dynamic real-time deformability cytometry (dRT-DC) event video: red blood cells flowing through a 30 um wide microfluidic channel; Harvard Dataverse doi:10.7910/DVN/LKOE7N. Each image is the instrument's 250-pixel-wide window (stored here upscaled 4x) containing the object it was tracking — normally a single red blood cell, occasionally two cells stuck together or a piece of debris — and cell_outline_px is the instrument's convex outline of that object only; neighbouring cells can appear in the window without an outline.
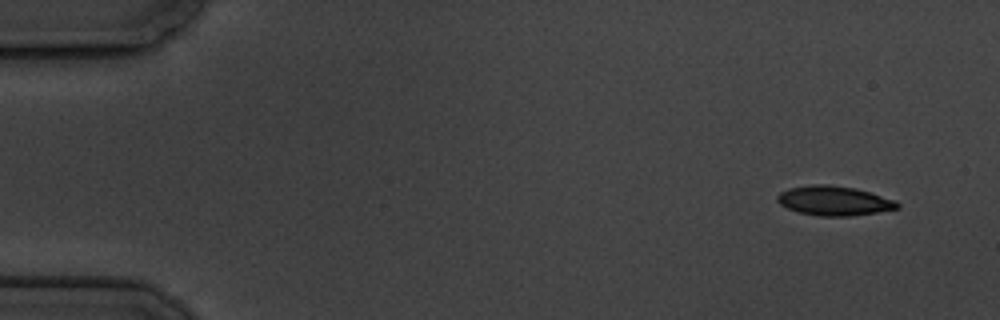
{"species": "common noctule bat (a hibernating species)", "species_latin": "Nyctalus noctula", "temperature_condition": "cold", "stored_images_in_passage": 7, "camera_frame_rate_fps": 3000, "um_per_image_px": 0.085, "animal": {"sex": "male", "body_mass_g": 19.5, "forearm_length_mm": 54.6}, "frame": {"image": 1, "passage_image": 1, "time_ms": 0.0, "image_size_px": [1000, 320], "cell_outline_px": [[900, 208], [876, 212], [848, 216], [820, 216], [800, 212], [788, 208], [780, 204], [776, 200], [776, 196], [780, 192], [788, 188], [812, 184], [832, 184], [856, 188], [896, 200], [900, 204]], "centroid_in_image_um": [70.89, 17.05], "position_along_channel_um": 14.1, "area_um2": 20.69}}
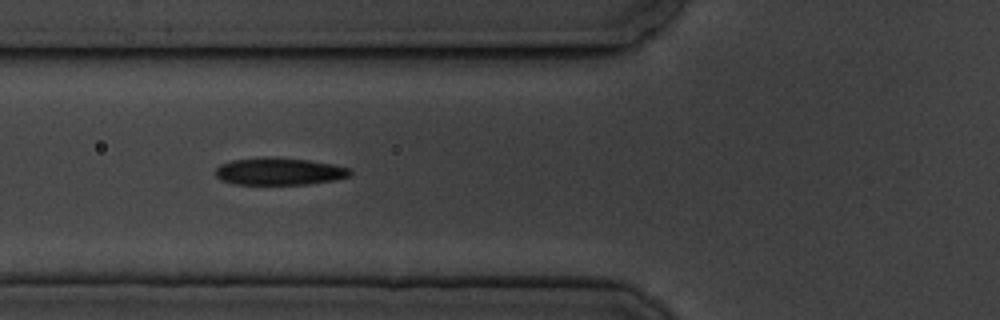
{"frame": {"image": 2, "passage_image": 6, "time_ms": 6.0, "image_size_px": [1000, 320], "cell_outline_px": [[352, 176], [336, 180], [308, 184], [232, 184], [220, 180], [216, 176], [216, 168], [220, 164], [232, 160], [308, 160], [332, 164], [348, 168], [352, 172]], "centroid_in_image_um": [23.77, 14.63], "position_along_channel_um": 102.0, "area_um2": 20.46}}
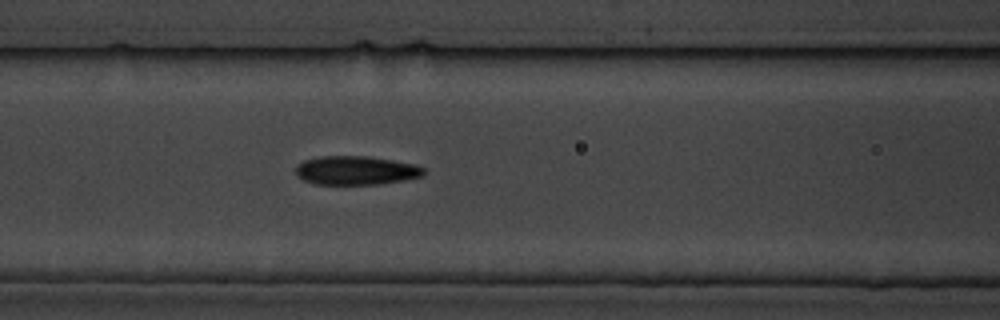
{"frame": {"image": 3, "passage_image": 7, "time_ms": 7.0, "image_size_px": [1000, 320], "cell_outline_px": [[424, 176], [404, 180], [380, 184], [316, 184], [304, 180], [296, 176], [296, 164], [304, 160], [320, 156], [364, 156], [392, 160], [416, 164], [424, 168]], "centroid_in_image_um": [30.25, 14.48], "position_along_channel_um": 136.4, "area_um2": 21.56}}